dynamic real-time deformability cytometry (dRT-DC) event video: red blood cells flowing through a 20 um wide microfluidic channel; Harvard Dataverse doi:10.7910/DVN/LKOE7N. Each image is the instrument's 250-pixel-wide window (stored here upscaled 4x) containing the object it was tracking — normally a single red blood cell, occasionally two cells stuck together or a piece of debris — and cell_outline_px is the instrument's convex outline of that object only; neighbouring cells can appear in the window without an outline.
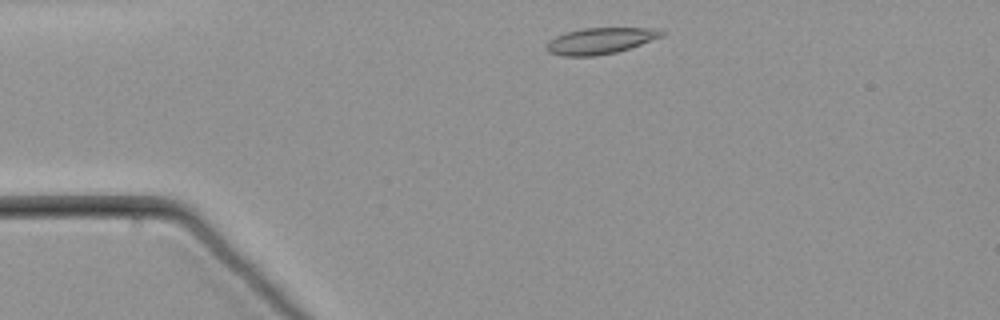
{"species": "common noctule bat (a hibernating species)", "species_latin": "Nyctalus noctula", "temperature_condition": "warm", "stored_images_in_passage": 49, "camera_frame_rate_fps": 3000, "um_per_image_px": 0.085, "animal": {"sex": "male", "body_mass_g": 21.5, "forearm_length_mm": 52.0}, "frame": {"image": 1, "passage_image": 2, "time_ms": 0.333, "image_size_px": [1000, 320], "cell_outline_px": [[664, 36], [616, 52], [596, 56], [560, 56], [548, 52], [544, 48], [548, 40], [556, 36], [580, 28], [656, 28], [664, 32]], "centroid_in_image_um": [50.97, 3.47], "position_along_channel_um": 34.0, "area_um2": 17.63}}
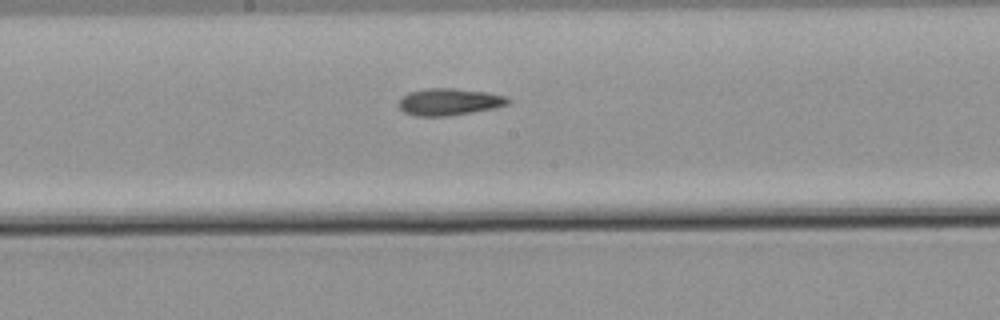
{"frame": {"image": 2, "passage_image": 21, "time_ms": 6.667, "image_size_px": [1000, 320], "cell_outline_px": [[512, 100], [508, 104], [496, 108], [448, 116], [416, 116], [404, 112], [400, 108], [400, 100], [408, 92], [428, 88], [456, 88], [484, 92], [508, 96]], "centroid_in_image_um": [38.23, 8.65], "position_along_channel_um": 210.0, "area_um2": 17.17}}
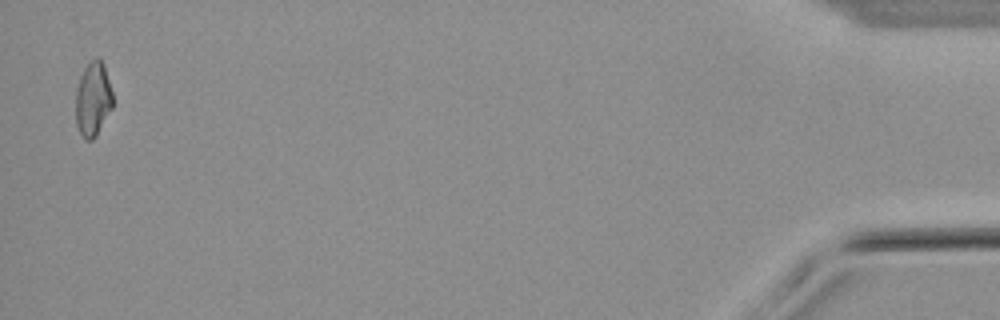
{"frame": {"image": 3, "passage_image": 48, "time_ms": 15.667, "image_size_px": [1000, 320], "cell_outline_px": [[112, 108], [96, 136], [92, 140], [84, 140], [76, 124], [76, 92], [80, 76], [84, 68], [96, 56], [100, 56], [104, 64], [112, 92]], "centroid_in_image_um": [7.9, 8.41], "position_along_channel_um": 427.3, "area_um2": 16.07}}